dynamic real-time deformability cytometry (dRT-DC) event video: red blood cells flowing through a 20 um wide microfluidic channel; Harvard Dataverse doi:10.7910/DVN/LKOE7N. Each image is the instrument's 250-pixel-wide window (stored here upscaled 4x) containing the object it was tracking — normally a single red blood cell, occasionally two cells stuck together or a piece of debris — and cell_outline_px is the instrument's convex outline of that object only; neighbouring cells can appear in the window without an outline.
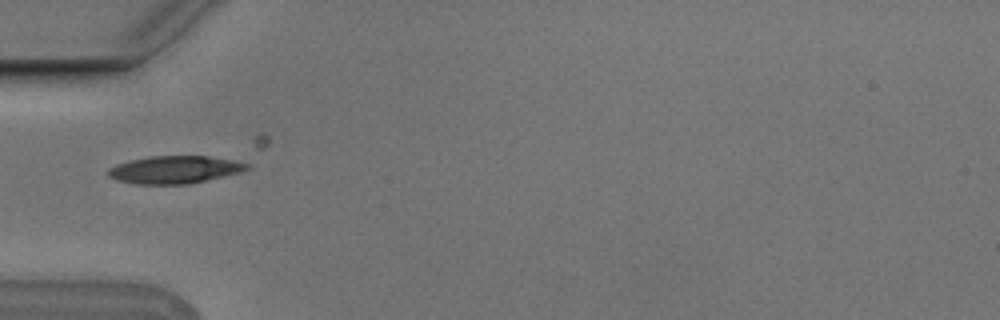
{"species": "Egyptian fruit bat (a non-hibernating species)", "species_latin": "Rousettus aegyptiacus", "temperature_condition": "cold", "stored_images_in_passage": 28, "camera_frame_rate_fps": 3000, "um_per_image_px": 0.085, "animal": {"sex": "male"}, "frame": {"image": 1, "passage_image": 1, "time_ms": 0.0, "image_size_px": [1000, 320], "cell_outline_px": [[252, 168], [240, 172], [192, 184], [136, 184], [116, 180], [108, 176], [108, 168], [116, 164], [148, 156], [208, 156], [232, 160], [248, 164]], "centroid_in_image_um": [14.84, 14.43], "position_along_channel_um": 70.2, "area_um2": 22.37}}
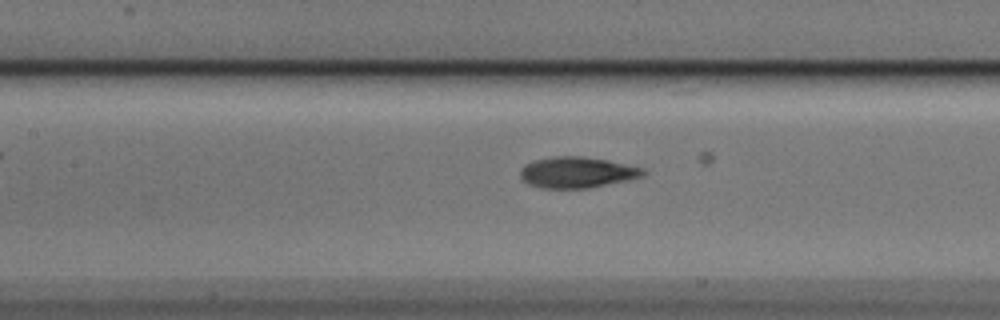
{"frame": {"image": 2, "passage_image": 8, "time_ms": 2.333, "image_size_px": [1000, 320], "cell_outline_px": [[648, 172], [644, 176], [628, 180], [588, 188], [544, 188], [528, 184], [520, 176], [520, 168], [524, 164], [536, 160], [552, 156], [584, 156], [608, 160], [644, 168]], "centroid_in_image_um": [49.07, 14.64], "position_along_channel_um": 158.3, "area_um2": 22.31}}
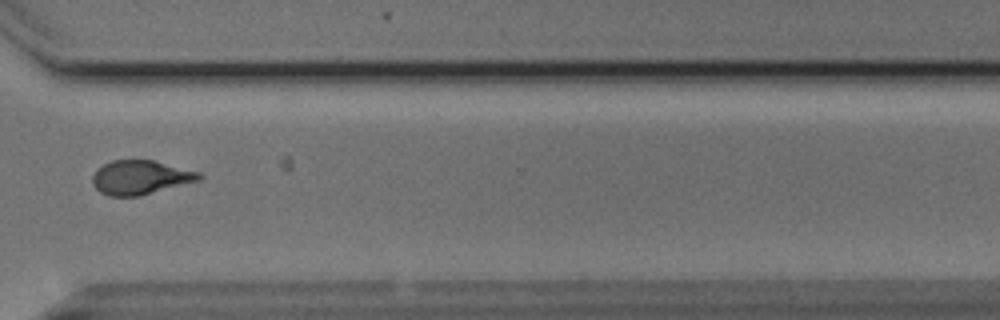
{"frame": {"image": 3, "passage_image": 24, "time_ms": 7.667, "image_size_px": [1000, 320], "cell_outline_px": [[204, 176], [200, 180], [140, 196], [108, 196], [100, 192], [92, 184], [92, 176], [104, 164], [112, 160], [152, 160], [200, 172]], "centroid_in_image_um": [11.95, 15.09], "position_along_channel_um": 358.7, "area_um2": 21.1}}